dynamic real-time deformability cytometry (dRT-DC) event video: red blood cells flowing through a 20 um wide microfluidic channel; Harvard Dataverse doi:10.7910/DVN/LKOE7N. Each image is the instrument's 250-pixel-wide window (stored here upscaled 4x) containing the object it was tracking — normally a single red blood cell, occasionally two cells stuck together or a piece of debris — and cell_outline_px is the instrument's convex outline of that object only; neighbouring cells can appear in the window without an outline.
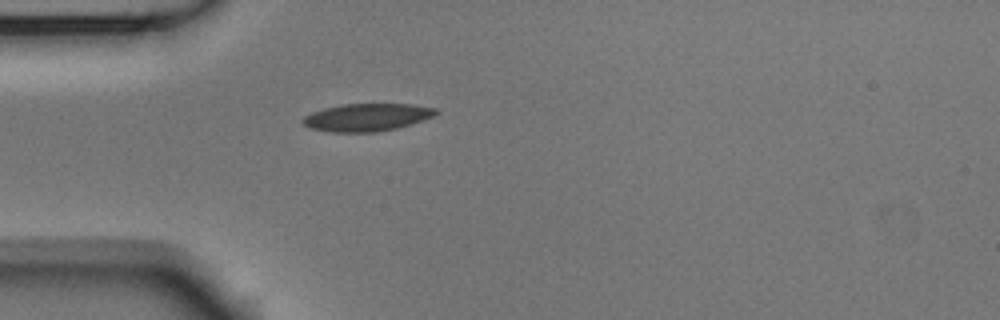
{"species": "Egyptian fruit bat (a non-hibernating species)", "species_latin": "Rousettus aegyptiacus", "temperature_condition": "room temperature", "stored_images_in_passage": 1, "camera_frame_rate_fps": 3000, "um_per_image_px": 0.085, "animal": {"sex": "male"}, "frame": {"image": 1, "passage_image": 1, "time_ms": 0.0, "image_size_px": [1000, 320], "cell_outline_px": [[440, 112], [424, 120], [412, 124], [396, 128], [376, 132], [328, 132], [312, 128], [304, 124], [300, 120], [304, 116], [312, 112], [324, 108], [340, 104], [412, 104], [436, 108]], "centroid_in_image_um": [31.19, 9.97], "position_along_channel_um": 53.8, "area_um2": 21.5}}